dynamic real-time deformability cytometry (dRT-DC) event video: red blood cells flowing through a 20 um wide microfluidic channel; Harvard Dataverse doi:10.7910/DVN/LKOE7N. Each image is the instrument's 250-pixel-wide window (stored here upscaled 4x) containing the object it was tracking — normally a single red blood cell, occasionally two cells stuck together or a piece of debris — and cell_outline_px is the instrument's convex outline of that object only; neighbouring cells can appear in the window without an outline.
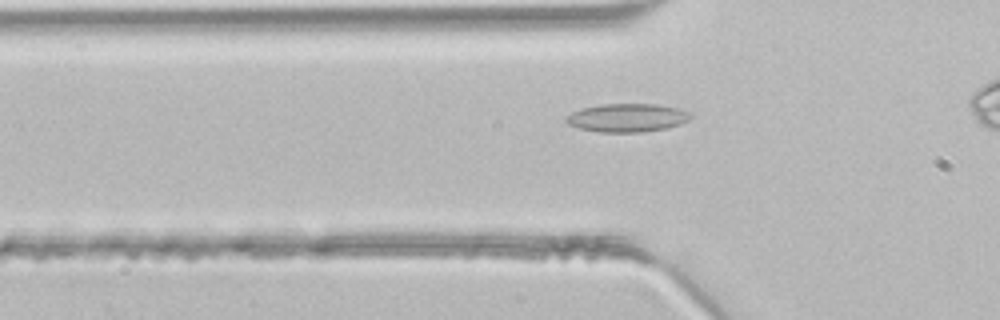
{"species": "common noctule bat (a hibernating species)", "species_latin": "Nyctalus noctula", "temperature_condition": "room temperature", "stored_images_in_passage": 32, "camera_frame_rate_fps": 3000, "um_per_image_px": 0.085, "animal": {"sex": "male", "body_mass_g": 21.5, "forearm_length_mm": 52.0}, "frame": {"image": 1, "passage_image": 9, "time_ms": 2.667, "image_size_px": [1000, 320], "cell_outline_px": [[692, 116], [688, 120], [680, 124], [668, 128], [644, 132], [600, 132], [580, 128], [568, 124], [564, 120], [564, 116], [572, 112], [584, 108], [600, 104], [656, 104], [676, 108], [692, 112]], "centroid_in_image_um": [53.31, 10.01], "position_along_channel_um": 72.5, "area_um2": 20.63}}
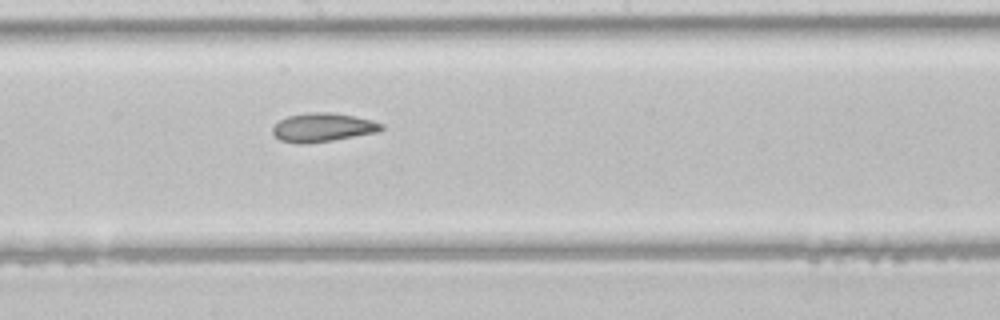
{"frame": {"image": 2, "passage_image": 19, "time_ms": 6.0, "image_size_px": [1000, 320], "cell_outline_px": [[384, 128], [376, 132], [332, 140], [300, 144], [280, 140], [272, 132], [272, 128], [280, 120], [288, 116], [308, 112], [332, 112], [372, 120], [384, 124]], "centroid_in_image_um": [27.43, 10.82], "position_along_channel_um": 220.8, "area_um2": 17.98}}
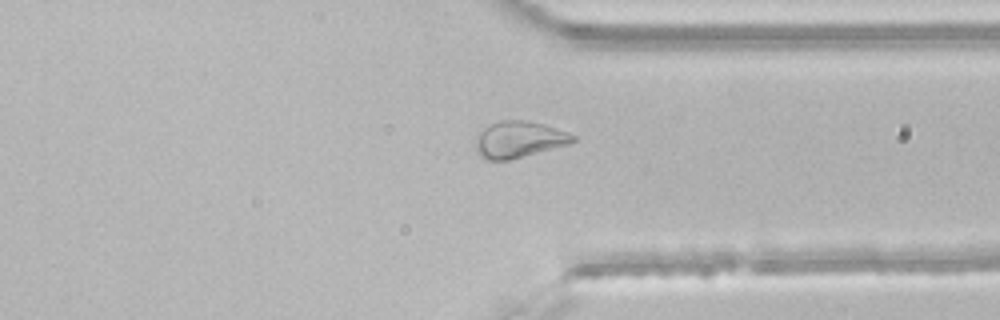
{"frame": {"image": 3, "passage_image": 29, "time_ms": 9.333, "image_size_px": [1000, 320], "cell_outline_px": [[576, 140], [568, 144], [508, 160], [484, 160], [476, 152], [476, 136], [484, 128], [500, 120], [524, 120], [544, 124], [568, 132], [576, 136]], "centroid_in_image_um": [44.09, 11.85], "position_along_channel_um": 367.3, "area_um2": 20.52}}